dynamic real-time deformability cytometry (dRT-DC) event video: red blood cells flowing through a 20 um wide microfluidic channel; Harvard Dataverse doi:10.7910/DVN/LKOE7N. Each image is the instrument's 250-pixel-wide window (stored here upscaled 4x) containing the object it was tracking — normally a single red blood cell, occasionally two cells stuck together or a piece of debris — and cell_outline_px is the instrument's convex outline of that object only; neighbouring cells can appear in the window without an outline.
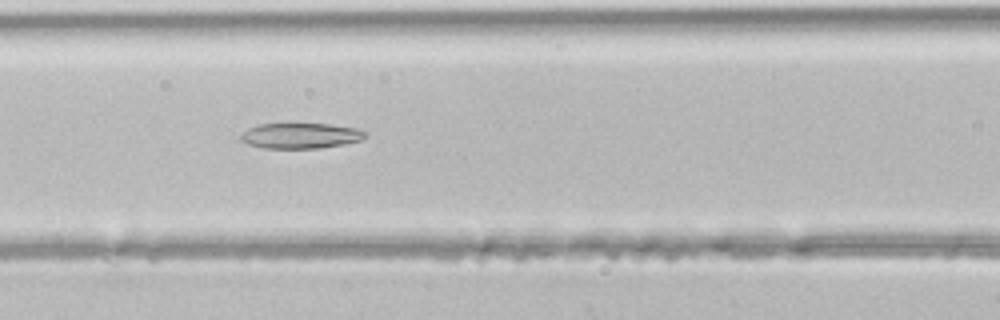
{"species": "common noctule bat (a hibernating species)", "species_latin": "Nyctalus noctula", "temperature_condition": "room temperature", "stored_images_in_passage": 37, "segment_of_instrument_passage": [1, 2], "camera_frame_rate_fps": 3000, "um_per_image_px": 0.085, "animal": {"sex": "male", "body_mass_g": 21.5, "forearm_length_mm": 52.0}, "frame": {"image": 1, "passage_image": 10, "time_ms": 3.0, "image_size_px": [1000, 320], "cell_outline_px": [[368, 132], [360, 140], [344, 144], [320, 148], [260, 148], [248, 144], [240, 140], [240, 136], [248, 128], [260, 124], [328, 124], [356, 128]], "centroid_in_image_um": [25.53, 11.54], "position_along_channel_um": 141.1, "area_um2": 18.38}}
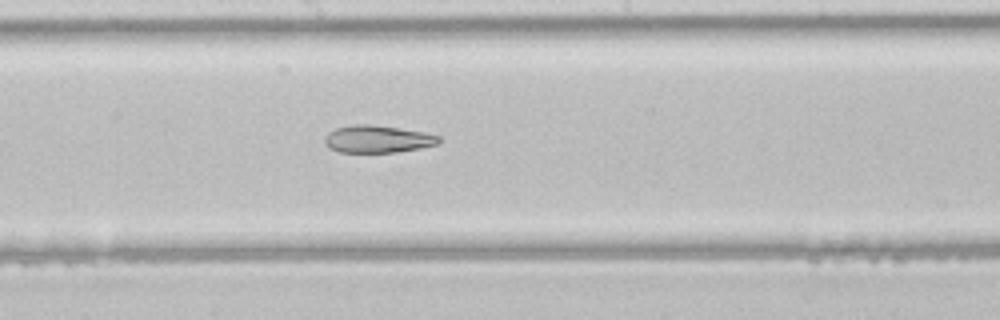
{"frame": {"image": 2, "passage_image": 15, "time_ms": 4.667, "image_size_px": [1000, 320], "cell_outline_px": [[440, 144], [420, 148], [396, 152], [340, 152], [328, 148], [324, 144], [324, 136], [328, 132], [336, 128], [352, 124], [372, 124], [424, 132], [440, 136]], "centroid_in_image_um": [32.07, 11.82], "position_along_channel_um": 216.1, "area_um2": 18.38}}
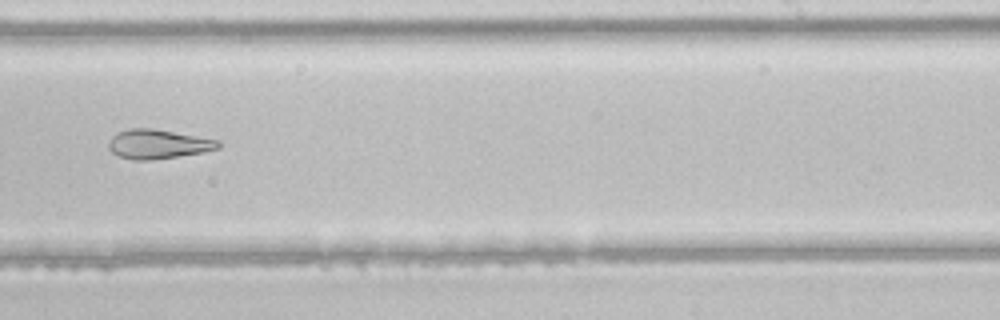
{"frame": {"image": 3, "passage_image": 19, "time_ms": 6.0, "image_size_px": [1000, 320], "cell_outline_px": [[220, 148], [204, 152], [148, 160], [132, 160], [120, 156], [112, 152], [108, 148], [108, 140], [116, 132], [128, 128], [152, 128], [220, 140]], "centroid_in_image_um": [13.41, 12.24], "position_along_channel_um": 275.6, "area_um2": 18.73}}